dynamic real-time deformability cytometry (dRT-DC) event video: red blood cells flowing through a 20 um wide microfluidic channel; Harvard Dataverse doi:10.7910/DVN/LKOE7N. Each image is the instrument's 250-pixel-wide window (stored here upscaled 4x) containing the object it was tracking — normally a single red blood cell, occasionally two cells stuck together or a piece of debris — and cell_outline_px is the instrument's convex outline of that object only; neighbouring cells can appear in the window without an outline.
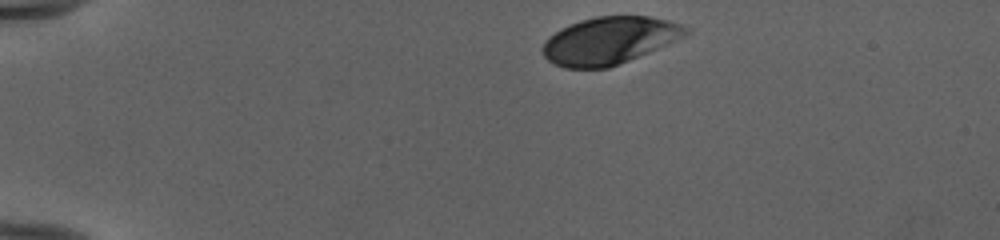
{"species": "human", "species_latin": "Homo sapiens", "temperature_condition": "cold", "stored_images_in_passage": 37, "camera_frame_rate_fps": 3000, "um_per_image_px": 0.085, "donor": {"sex": "female"}, "frame": {"image": 1, "passage_image": 1, "time_ms": 0.0, "image_size_px": [1000, 240], "cell_outline_px": [[692, 28], [684, 36], [668, 44], [608, 68], [564, 68], [548, 60], [544, 56], [540, 48], [544, 40], [548, 36], [580, 20], [596, 16], [648, 16], [668, 20]], "centroid_in_image_um": [51.78, 3.44], "position_along_channel_um": 33.2, "area_um2": 39.25}}
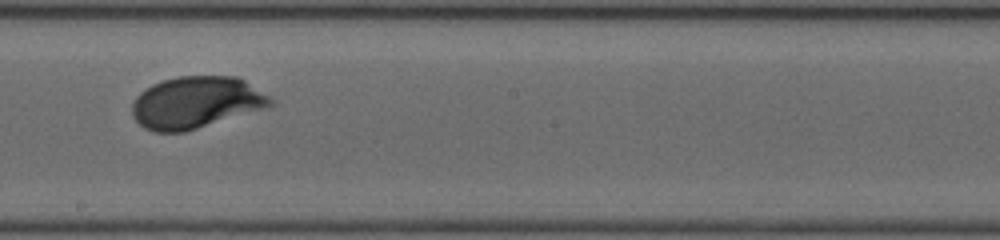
{"frame": {"image": 2, "passage_image": 22, "time_ms": 7.0, "image_size_px": [1000, 240], "cell_outline_px": [[276, 104], [264, 108], [184, 132], [152, 132], [144, 128], [132, 116], [132, 104], [136, 96], [140, 92], [152, 84], [164, 80], [180, 76], [236, 76], [244, 80], [276, 100]], "centroid_in_image_um": [16.65, 8.71], "position_along_channel_um": 231.5, "area_um2": 41.73}}
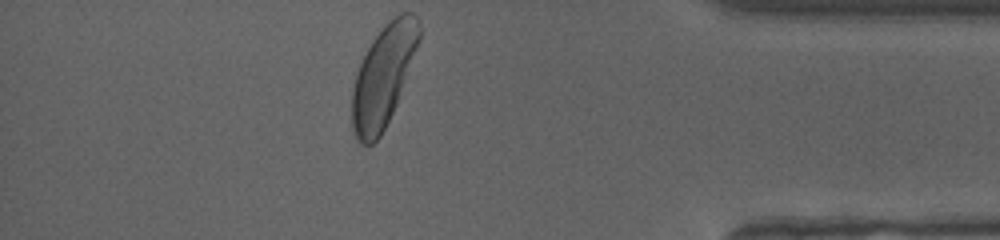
{"frame": {"image": 3, "passage_image": 37, "time_ms": 12.0, "image_size_px": [1000, 240], "cell_outline_px": [[420, 40], [396, 104], [380, 136], [372, 144], [360, 144], [356, 140], [352, 128], [352, 88], [356, 72], [372, 40], [400, 12], [412, 12], [420, 20]], "centroid_in_image_um": [32.57, 6.48], "position_along_channel_um": 402.6, "area_um2": 38.9}, "authors_computed_cell_mechanics": {"area_um2": 41.2114, "velocity_mm_per_s": 3.9407, "shape_relaxation_time_tau1_ms": 1.7811, "shape_relaxation_time_tau2_ms": null, "deformation_change_tau1": 0.1381, "deformation_change_tau2": null}}